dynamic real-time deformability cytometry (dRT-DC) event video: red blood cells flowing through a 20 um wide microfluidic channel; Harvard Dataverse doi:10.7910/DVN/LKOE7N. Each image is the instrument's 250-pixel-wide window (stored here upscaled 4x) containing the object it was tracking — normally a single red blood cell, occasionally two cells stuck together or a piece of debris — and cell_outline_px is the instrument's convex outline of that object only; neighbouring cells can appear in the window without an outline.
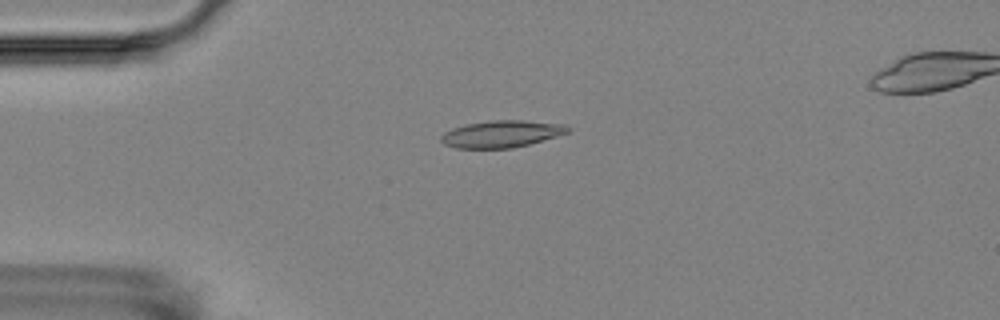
{"species": "Egyptian fruit bat (a non-hibernating species)", "species_latin": "Rousettus aegyptiacus", "temperature_condition": "room temperature", "stored_images_in_passage": 3, "camera_frame_rate_fps": 3000, "um_per_image_px": 0.085, "animal": {"sex": "female"}, "frame": {"image": 1, "passage_image": 1, "time_ms": 0.0, "image_size_px": [1000, 320], "cell_outline_px": [[572, 128], [568, 132], [556, 136], [528, 144], [512, 148], [456, 148], [444, 144], [440, 140], [440, 136], [444, 132], [452, 128], [464, 124], [492, 120], [524, 120], [564, 124]], "centroid_in_image_um": [42.6, 11.37], "position_along_channel_um": 42.4, "area_um2": 19.94}}